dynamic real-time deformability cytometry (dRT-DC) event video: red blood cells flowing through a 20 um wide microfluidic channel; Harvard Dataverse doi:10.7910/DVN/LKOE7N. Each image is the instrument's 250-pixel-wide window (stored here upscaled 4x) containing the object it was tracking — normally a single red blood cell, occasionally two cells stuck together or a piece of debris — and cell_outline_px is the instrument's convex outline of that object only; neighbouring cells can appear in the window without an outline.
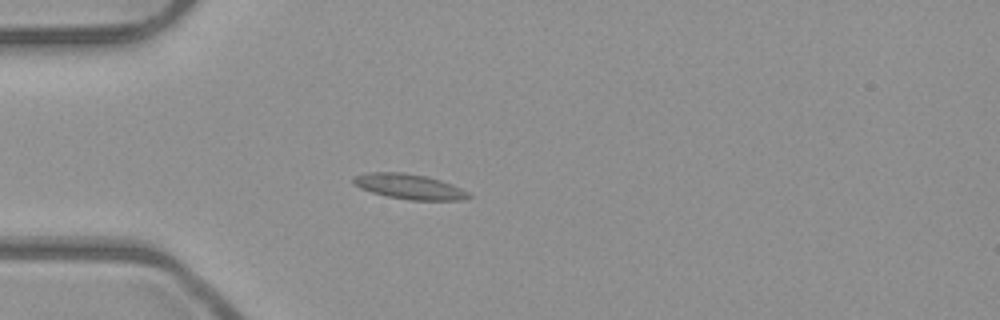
{"species": "common noctule bat (a hibernating species)", "species_latin": "Nyctalus noctula", "temperature_condition": "room temperature", "stored_images_in_passage": 38, "camera_frame_rate_fps": 3000, "um_per_image_px": 0.085, "animal": {"sex": "male", "body_mass_g": 23.1, "forearm_length_mm": 52.7}, "frame": {"image": 1, "passage_image": 1, "time_ms": 0.0, "image_size_px": [1000, 320], "cell_outline_px": [[472, 196], [464, 200], [408, 200], [388, 196], [372, 192], [360, 188], [352, 184], [352, 176], [372, 172], [400, 172], [424, 176], [440, 180], [452, 184], [468, 192]], "centroid_in_image_um": [34.77, 15.86], "position_along_channel_um": 50.2, "area_um2": 16.82}}
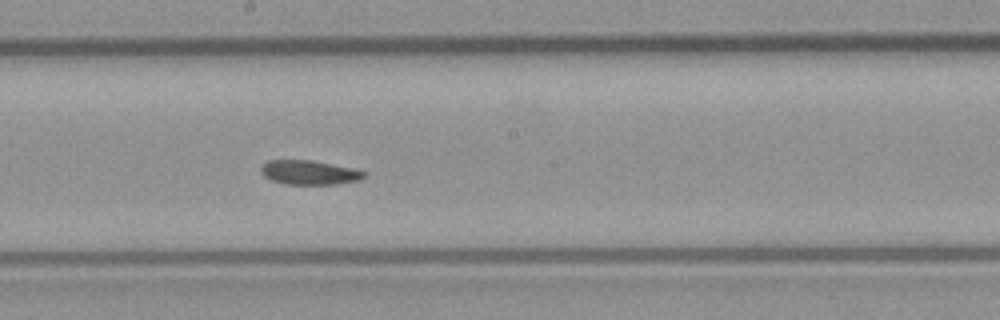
{"frame": {"image": 2, "passage_image": 15, "time_ms": 4.667, "image_size_px": [1000, 320], "cell_outline_px": [[368, 172], [360, 180], [336, 184], [284, 184], [272, 180], [264, 176], [260, 172], [260, 168], [268, 160], [312, 160], [352, 168]], "centroid_in_image_um": [26.29, 14.66], "position_along_channel_um": 221.9, "area_um2": 14.57}}
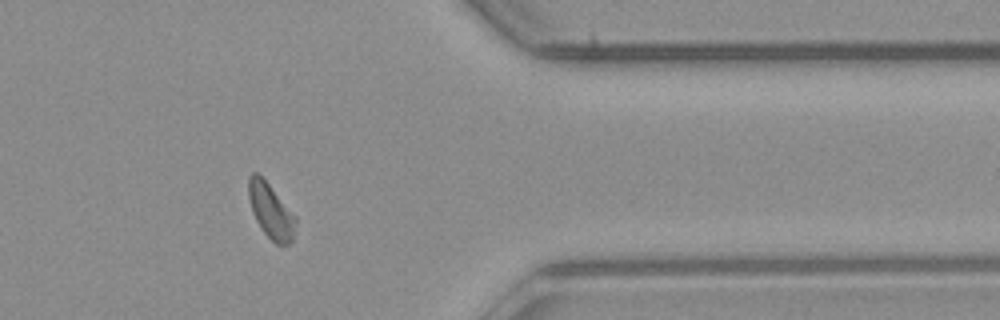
{"frame": {"image": 3, "passage_image": 29, "time_ms": 9.333, "image_size_px": [1000, 320], "cell_outline_px": [[296, 224], [292, 240], [288, 244], [276, 244], [264, 232], [256, 220], [252, 212], [248, 196], [248, 176], [252, 172], [256, 172], [268, 184], [296, 216]], "centroid_in_image_um": [23.01, 17.92], "position_along_channel_um": 388.4, "area_um2": 14.8}}